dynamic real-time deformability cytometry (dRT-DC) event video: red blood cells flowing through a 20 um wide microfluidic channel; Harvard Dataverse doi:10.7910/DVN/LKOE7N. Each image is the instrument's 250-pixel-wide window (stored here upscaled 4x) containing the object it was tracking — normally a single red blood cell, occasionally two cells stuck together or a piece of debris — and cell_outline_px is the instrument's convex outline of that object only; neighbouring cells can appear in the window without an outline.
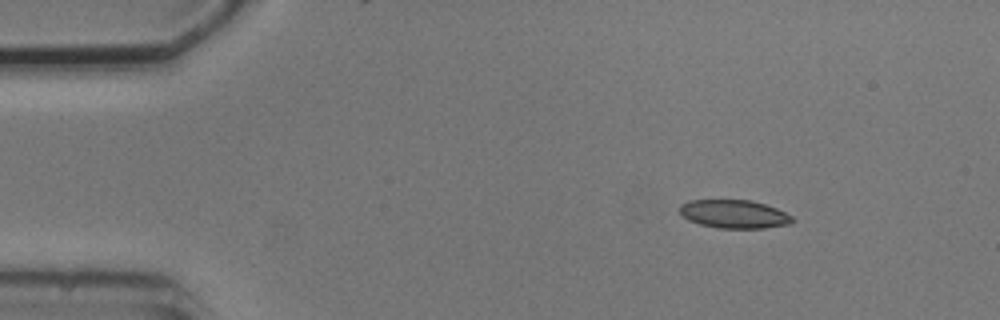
{"species": "common noctule bat (a hibernating species)", "species_latin": "Nyctalus noctula", "temperature_condition": "cold", "stored_images_in_passage": 3, "camera_frame_rate_fps": 3000, "um_per_image_px": 0.085, "animal": {"sex": "male", "body_mass_g": 20.5, "forearm_length_mm": 52.5}, "frame": {"image": 1, "passage_image": 1, "time_ms": 0.0, "image_size_px": [1000, 320], "cell_outline_px": [[796, 220], [792, 224], [764, 228], [720, 228], [700, 224], [688, 220], [680, 212], [680, 204], [688, 200], [752, 200], [776, 208], [792, 216]], "centroid_in_image_um": [62.43, 18.19], "position_along_channel_um": 22.6, "area_um2": 18.67}}